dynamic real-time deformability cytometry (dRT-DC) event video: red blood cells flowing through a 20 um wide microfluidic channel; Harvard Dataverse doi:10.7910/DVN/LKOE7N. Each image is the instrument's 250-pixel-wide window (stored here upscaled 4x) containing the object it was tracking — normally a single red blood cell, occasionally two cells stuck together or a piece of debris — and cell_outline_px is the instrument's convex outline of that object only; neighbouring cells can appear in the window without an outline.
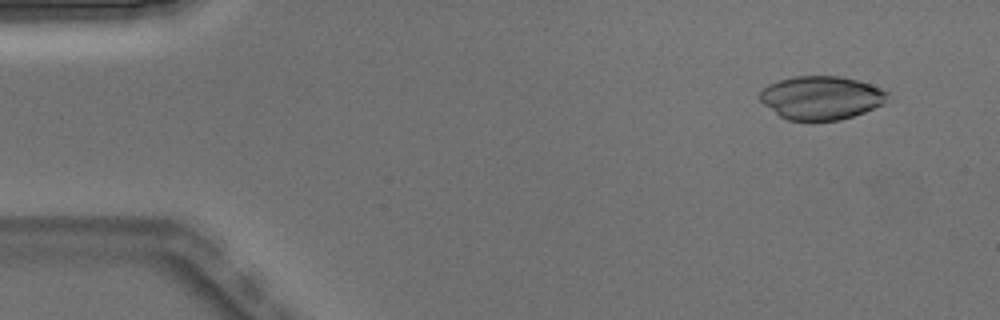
{"species": "Egyptian fruit bat (a non-hibernating species)", "species_latin": "Rousettus aegyptiacus", "temperature_condition": "warm", "stored_images_in_passage": 4, "camera_frame_rate_fps": 3000, "um_per_image_px": 0.085, "animal": {"sex": "male"}, "frame": {"image": 1, "passage_image": 1, "time_ms": 0.0, "image_size_px": [1000, 320], "cell_outline_px": [[888, 92], [884, 104], [864, 112], [840, 120], [812, 124], [788, 120], [780, 116], [764, 104], [760, 100], [760, 92], [768, 84], [776, 80], [796, 76], [840, 76], [872, 84]], "centroid_in_image_um": [69.78, 8.34], "position_along_channel_um": 15.2, "area_um2": 32.95}}